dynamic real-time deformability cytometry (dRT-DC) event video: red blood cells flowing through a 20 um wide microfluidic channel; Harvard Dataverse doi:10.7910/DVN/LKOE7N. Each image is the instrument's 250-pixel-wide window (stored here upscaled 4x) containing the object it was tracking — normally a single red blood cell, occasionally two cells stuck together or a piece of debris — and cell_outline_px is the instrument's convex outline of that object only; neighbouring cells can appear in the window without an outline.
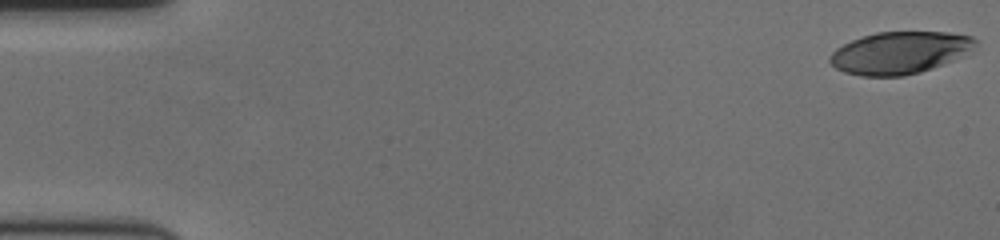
{"species": "human", "species_latin": "Homo sapiens", "temperature_condition": "cold", "stored_images_in_passage": 59, "camera_frame_rate_fps": 3000, "um_per_image_px": 0.085, "donor": {"sex": "female"}, "frame": {"image": 1, "passage_image": 1, "time_ms": 0.0, "image_size_px": [1000, 240], "cell_outline_px": [[980, 40], [976, 44], [952, 60], [932, 68], [920, 72], [904, 76], [860, 76], [844, 72], [836, 68], [828, 60], [828, 56], [836, 48], [852, 40], [876, 32], [948, 32], [972, 36]], "centroid_in_image_um": [76.43, 4.48], "position_along_channel_um": 8.6, "area_um2": 35.49}}
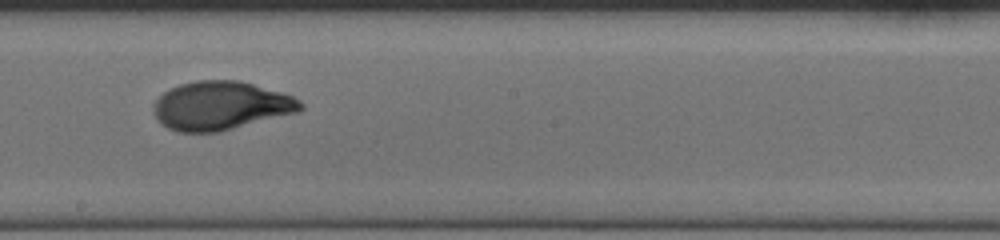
{"frame": {"image": 2, "passage_image": 34, "time_ms": 11.0, "image_size_px": [1000, 240], "cell_outline_px": [[304, 108], [296, 112], [220, 132], [176, 132], [160, 124], [152, 108], [156, 100], [164, 92], [180, 84], [196, 80], [240, 80], [280, 92], [292, 96], [300, 100], [304, 104]], "centroid_in_image_um": [18.75, 8.99], "position_along_channel_um": 229.5, "area_um2": 41.56}}
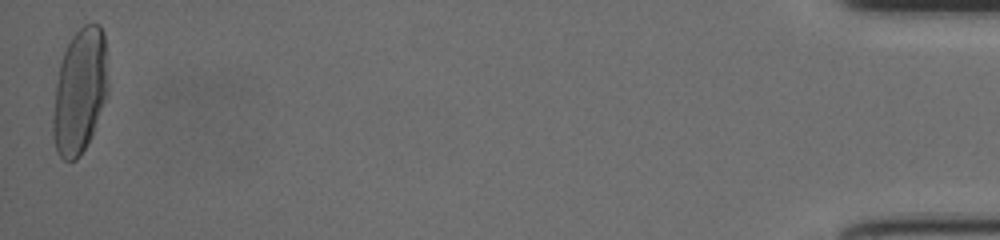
{"frame": {"image": 3, "passage_image": 59, "time_ms": 19.333, "image_size_px": [1000, 240], "cell_outline_px": [[108, 96], [92, 136], [80, 156], [76, 160], [64, 160], [60, 156], [56, 148], [52, 136], [52, 116], [56, 84], [60, 64], [64, 52], [72, 36], [84, 24], [100, 24], [104, 32], [108, 80]], "centroid_in_image_um": [6.8, 7.77], "position_along_channel_um": 428.4, "area_um2": 40.52}, "authors_computed_cell_mechanics": {"area_um2": 39.882, "velocity_mm_per_s": 3.5221, "shape_relaxation_time_tau1_ms": 4.8127, "shape_relaxation_time_tau2_ms": 1.2243, "deformation_change_tau1": 0.2323, "deformation_change_tau2": 0.053}}